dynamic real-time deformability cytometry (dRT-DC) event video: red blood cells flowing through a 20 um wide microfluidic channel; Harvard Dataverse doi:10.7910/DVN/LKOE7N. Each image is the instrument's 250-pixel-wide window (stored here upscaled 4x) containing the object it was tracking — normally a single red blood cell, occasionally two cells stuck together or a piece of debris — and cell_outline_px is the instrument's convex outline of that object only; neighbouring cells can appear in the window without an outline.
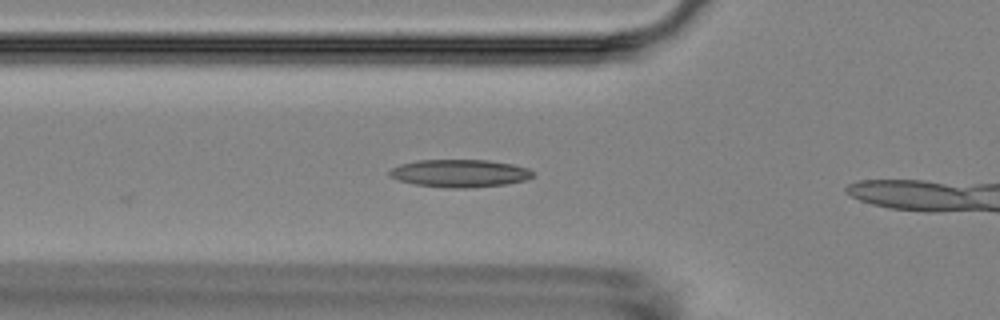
{"species": "Egyptian fruit bat (a non-hibernating species)", "species_latin": "Rousettus aegyptiacus", "temperature_condition": "room temperature", "stored_images_in_passage": 5, "camera_frame_rate_fps": 3000, "um_per_image_px": 0.085, "animal": {"sex": "female"}, "frame": {"image": 1, "passage_image": 4, "time_ms": 3.333, "image_size_px": [1000, 320], "cell_outline_px": [[536, 172], [532, 176], [524, 180], [504, 184], [468, 188], [444, 188], [416, 184], [400, 180], [388, 176], [388, 172], [392, 168], [400, 164], [416, 160], [488, 160], [512, 164], [528, 168]], "centroid_in_image_um": [39.06, 14.72], "position_along_channel_um": 86.7, "area_um2": 23.12}}